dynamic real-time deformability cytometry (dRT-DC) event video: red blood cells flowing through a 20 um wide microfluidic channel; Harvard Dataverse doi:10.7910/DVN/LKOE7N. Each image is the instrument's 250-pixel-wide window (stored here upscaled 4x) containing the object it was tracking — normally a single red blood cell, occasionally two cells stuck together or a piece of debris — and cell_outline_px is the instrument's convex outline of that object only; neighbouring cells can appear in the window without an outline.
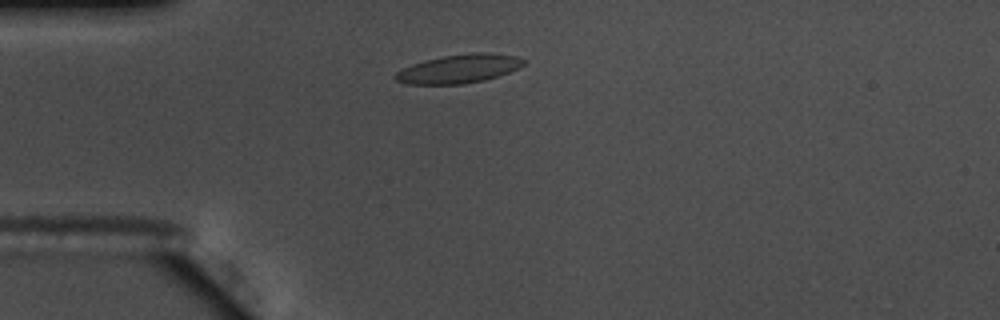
{"species": "common noctule bat (a hibernating species)", "species_latin": "Nyctalus noctula", "temperature_condition": "warm", "stored_images_in_passage": 50, "camera_frame_rate_fps": 3000, "um_per_image_px": 0.085, "animal": {"sex": "male", "body_mass_g": 17.5, "forearm_length_mm": 52.3}, "frame": {"image": 1, "passage_image": 9, "time_ms": 2.667, "image_size_px": [1000, 320], "cell_outline_px": [[528, 60], [520, 68], [484, 80], [464, 84], [408, 84], [396, 80], [392, 76], [396, 72], [412, 64], [424, 60], [444, 56], [472, 52], [488, 52], [516, 56]], "centroid_in_image_um": [39.03, 5.84], "position_along_channel_um": 46.0, "area_um2": 21.5}}
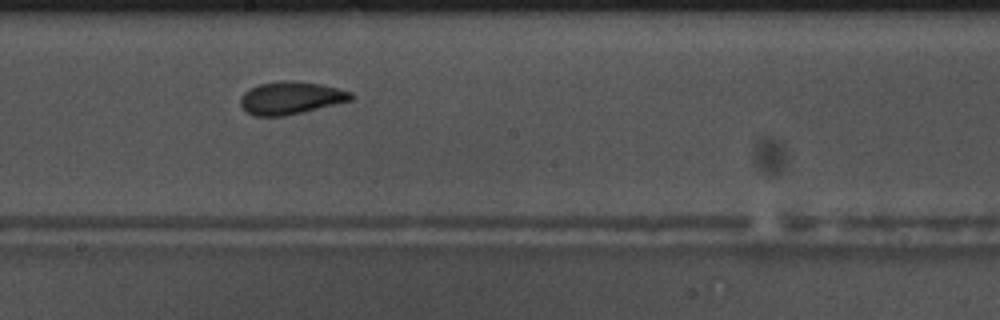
{"frame": {"image": 2, "passage_image": 25, "time_ms": 8.0, "image_size_px": [1000, 320], "cell_outline_px": [[356, 96], [352, 100], [304, 112], [284, 116], [256, 116], [248, 112], [240, 104], [240, 96], [244, 92], [260, 84], [280, 80], [284, 80], [320, 84], [352, 92]], "centroid_in_image_um": [24.73, 8.33], "position_along_channel_um": 223.5, "area_um2": 20.92}}
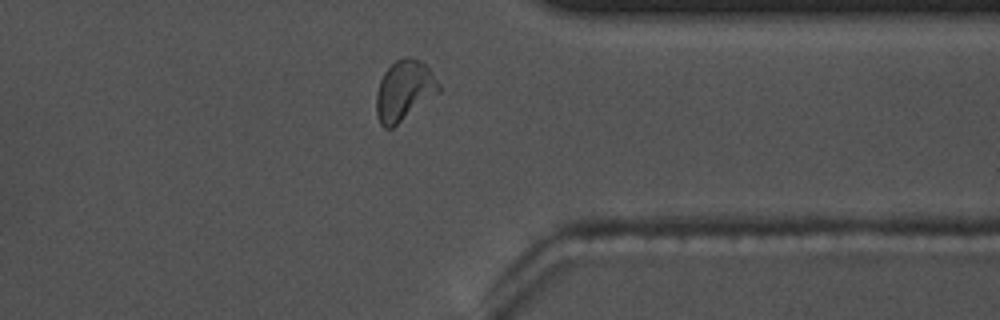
{"frame": {"image": 3, "passage_image": 38, "time_ms": 12.333, "image_size_px": [1000, 320], "cell_outline_px": [[440, 92], [392, 128], [384, 128], [380, 124], [376, 112], [376, 92], [380, 80], [384, 72], [396, 60], [404, 56], [408, 56], [420, 60], [428, 68], [440, 84]], "centroid_in_image_um": [34.35, 7.69], "position_along_channel_um": 377.1, "area_um2": 21.91}, "authors_computed_cell_mechanics": {"area_um2": 20.8658, "velocity_mm_per_s": 3.6603, "shape_relaxation_time_tau1_ms": 5.1483, "shape_relaxation_time_tau2_ms": 1.4137, "deformation_change_tau1": 0.1374, "deformation_change_tau2": 0.0772}}